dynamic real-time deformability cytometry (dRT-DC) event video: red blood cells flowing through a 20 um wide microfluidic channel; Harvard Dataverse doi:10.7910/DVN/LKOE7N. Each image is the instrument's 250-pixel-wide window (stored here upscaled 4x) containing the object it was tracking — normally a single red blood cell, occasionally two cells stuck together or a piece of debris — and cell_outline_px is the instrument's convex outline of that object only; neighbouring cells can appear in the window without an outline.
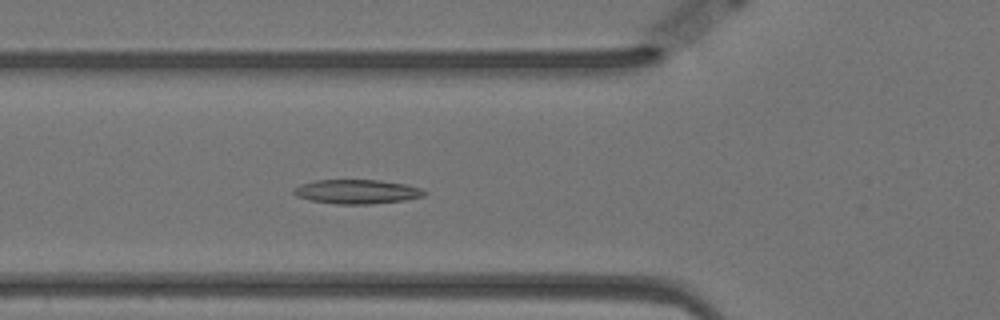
{"species": "Egyptian fruit bat (a non-hibernating species)", "species_latin": "Rousettus aegyptiacus", "temperature_condition": "warm", "stored_images_in_passage": 57, "camera_frame_rate_fps": 3000, "um_per_image_px": 0.085, "animal": {"sex": "female"}, "frame": {"image": 1, "passage_image": 19, "time_ms": 6.0, "image_size_px": [1000, 320], "cell_outline_px": [[428, 192], [424, 196], [404, 200], [372, 204], [336, 204], [312, 200], [296, 196], [292, 192], [292, 188], [300, 184], [316, 180], [380, 180], [408, 184], [424, 188]], "centroid_in_image_um": [30.38, 16.28], "position_along_channel_um": 95.4, "area_um2": 18.67}}
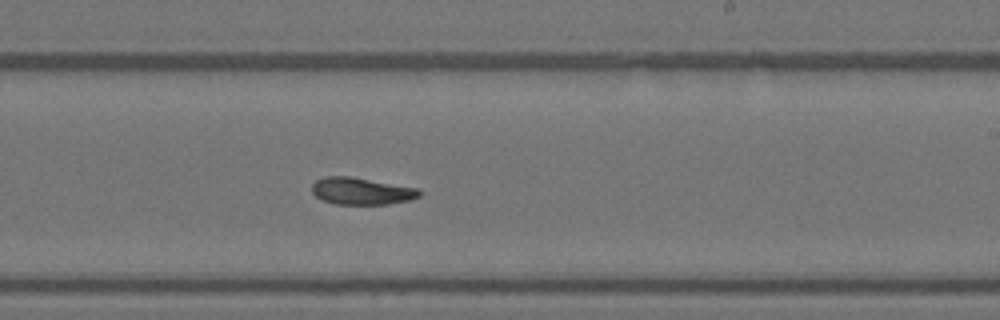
{"frame": {"image": 2, "passage_image": 33, "time_ms": 10.667, "image_size_px": [1000, 320], "cell_outline_px": [[420, 196], [408, 200], [388, 204], [336, 204], [324, 200], [316, 196], [312, 192], [312, 184], [316, 180], [324, 176], [348, 176], [420, 188]], "centroid_in_image_um": [30.72, 16.23], "position_along_channel_um": 258.3, "area_um2": 16.82}}
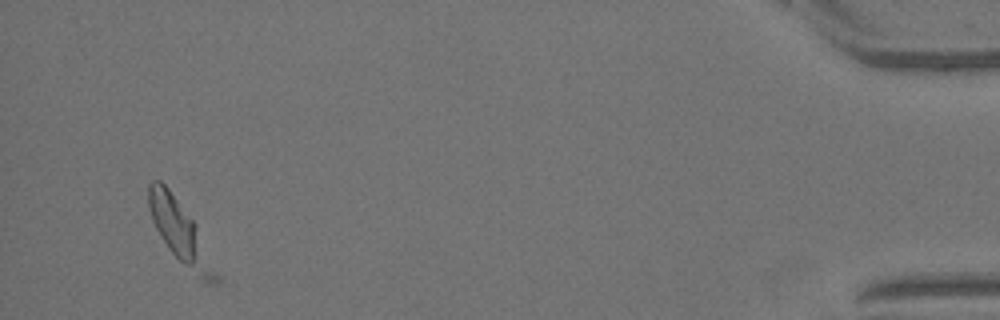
{"frame": {"image": 3, "passage_image": 54, "time_ms": 17.667, "image_size_px": [1000, 320], "cell_outline_px": [[220, 280], [216, 284], [208, 284], [184, 264], [168, 248], [160, 236], [152, 220], [148, 208], [148, 184], [152, 180], [160, 180], [168, 188], [196, 224], [220, 276]], "centroid_in_image_um": [15.32, 19.74], "position_along_channel_um": 419.9, "area_um2": 23.7}, "authors_computed_cell_mechanics": {"area_um2": 17.8024, "velocity_mm_per_s": 3.4817, "shape_relaxation_time_tau1_ms": 4.0787, "shape_relaxation_time_tau2_ms": 8.1695, "deformation_change_tau1": 0.1144, "deformation_change_tau2": 0.1513}}